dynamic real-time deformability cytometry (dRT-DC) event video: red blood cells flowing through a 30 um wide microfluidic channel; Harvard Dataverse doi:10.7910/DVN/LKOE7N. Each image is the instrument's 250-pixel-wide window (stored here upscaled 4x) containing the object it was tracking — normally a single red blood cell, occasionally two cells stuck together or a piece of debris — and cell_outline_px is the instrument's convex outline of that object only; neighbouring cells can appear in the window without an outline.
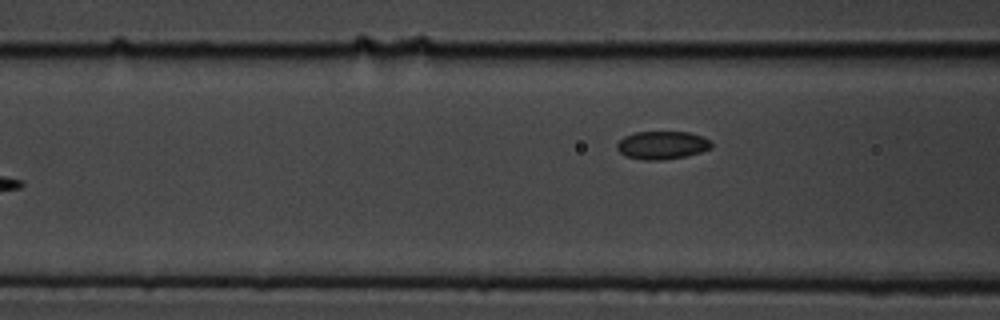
{"species": "common noctule bat (a hibernating species)", "species_latin": "Nyctalus noctula", "temperature_condition": "cold", "stored_images_in_passage": 9, "segment_of_instrument_passage": [2, 2], "camera_frame_rate_fps": 3000, "um_per_image_px": 0.085, "animal": {"sex": "male", "body_mass_g": 19.5, "forearm_length_mm": 54.6}, "frame": {"image": 1, "passage_image": 9, "time_ms": 2.667, "image_size_px": [1000, 320], "cell_outline_px": [[712, 148], [700, 152], [684, 156], [664, 160], [644, 160], [624, 156], [616, 148], [616, 144], [624, 136], [636, 132], [688, 132], [712, 140]], "centroid_in_image_um": [56.27, 12.34], "position_along_channel_um": 110.3, "area_um2": 15.49}}